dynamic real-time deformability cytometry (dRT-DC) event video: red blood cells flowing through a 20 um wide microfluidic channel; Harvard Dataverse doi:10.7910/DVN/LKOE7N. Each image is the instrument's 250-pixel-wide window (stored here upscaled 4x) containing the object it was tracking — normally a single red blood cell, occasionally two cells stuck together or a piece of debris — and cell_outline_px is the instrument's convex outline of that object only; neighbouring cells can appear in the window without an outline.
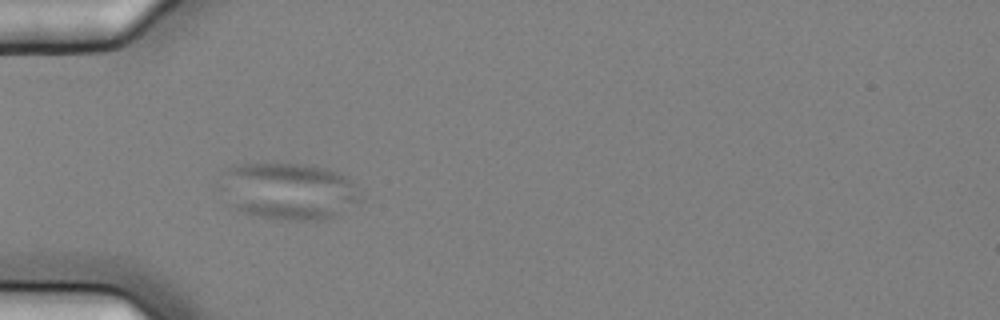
{"species": "common noctule bat (a hibernating species)", "species_latin": "Nyctalus noctula", "temperature_condition": "cold", "stored_images_in_passage": 8, "camera_frame_rate_fps": 3000, "um_per_image_px": 0.085, "animal": {"sex": "female", "body_mass_g": 25.1}, "frame": {"image": 1, "passage_image": 6, "time_ms": 1.667, "image_size_px": [1000, 320], "cell_outline_px": [[360, 200], [332, 216], [320, 220], [280, 220], [260, 216], [244, 212], [236, 208], [216, 188], [216, 184], [224, 172], [228, 168], [236, 164], [308, 164], [324, 168], [336, 172], [344, 176], [352, 184], [360, 196]], "centroid_in_image_um": [24.41, 16.23], "position_along_channel_um": 60.6, "area_um2": 46.07}}
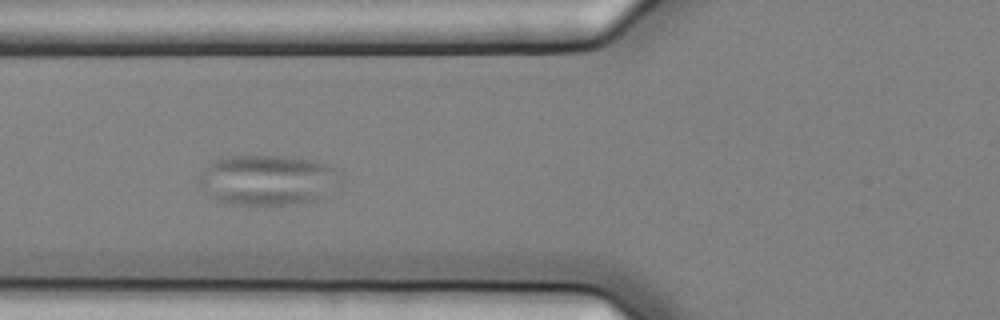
{"frame": {"image": 2, "passage_image": 7, "time_ms": 2.0, "image_size_px": [1000, 320], "cell_outline_px": [[340, 184], [320, 196], [312, 200], [288, 204], [232, 204], [220, 200], [212, 196], [196, 180], [208, 164], [212, 160], [220, 156], [284, 156], [316, 160], [340, 172]], "centroid_in_image_um": [22.72, 15.26], "position_along_channel_um": 103.1, "area_um2": 40.98}}
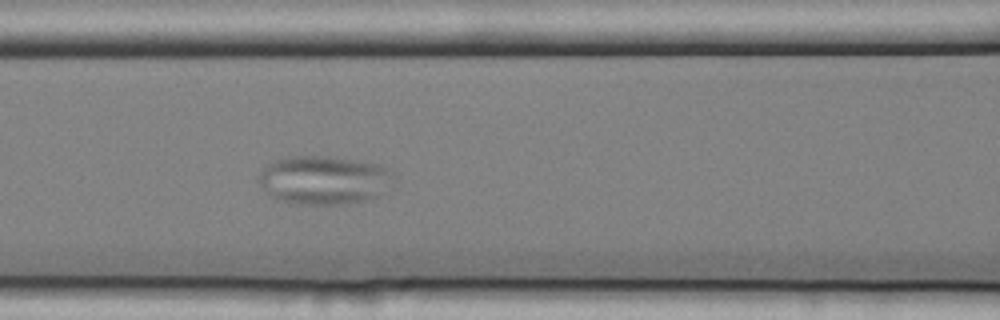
{"frame": {"image": 3, "passage_image": 8, "time_ms": 2.333, "image_size_px": [1000, 320], "cell_outline_px": [[396, 176], [376, 196], [364, 200], [348, 204], [296, 204], [276, 200], [268, 196], [256, 180], [260, 172], [272, 160], [284, 156], [328, 156], [380, 164], [396, 172]], "centroid_in_image_um": [27.47, 15.29], "position_along_channel_um": 139.1, "area_um2": 38.67}}